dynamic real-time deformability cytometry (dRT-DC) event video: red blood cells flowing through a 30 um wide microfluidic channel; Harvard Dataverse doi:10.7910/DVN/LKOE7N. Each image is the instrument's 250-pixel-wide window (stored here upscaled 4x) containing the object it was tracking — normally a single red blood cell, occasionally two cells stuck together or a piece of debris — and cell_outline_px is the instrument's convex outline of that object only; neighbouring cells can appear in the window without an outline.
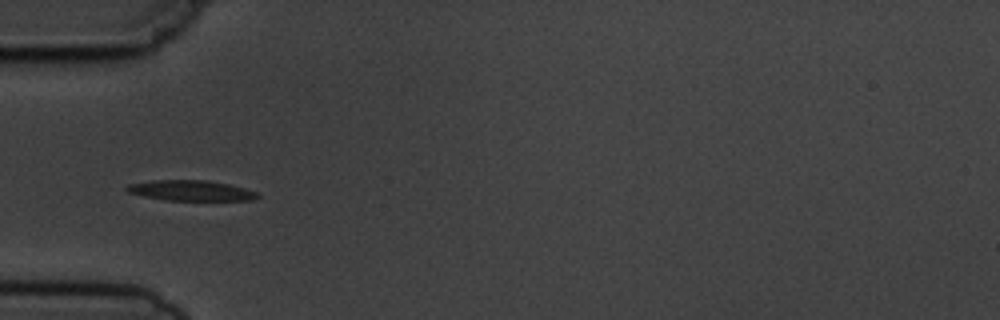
{"species": "common noctule bat (a hibernating species)", "species_latin": "Nyctalus noctula", "temperature_condition": "cold", "stored_images_in_passage": 5, "camera_frame_rate_fps": 3000, "um_per_image_px": 0.085, "animal": {"sex": "male", "body_mass_g": 19.5, "forearm_length_mm": 54.6}, "frame": {"image": 1, "passage_image": 4, "time_ms": 4.667, "image_size_px": [1000, 320], "cell_outline_px": [[260, 196], [252, 200], [164, 200], [144, 196], [128, 192], [124, 188], [128, 184], [152, 180], [208, 180], [228, 184], [244, 188], [256, 192]], "centroid_in_image_um": [16.19, 16.19], "position_along_channel_um": 68.8, "area_um2": 15.49}}
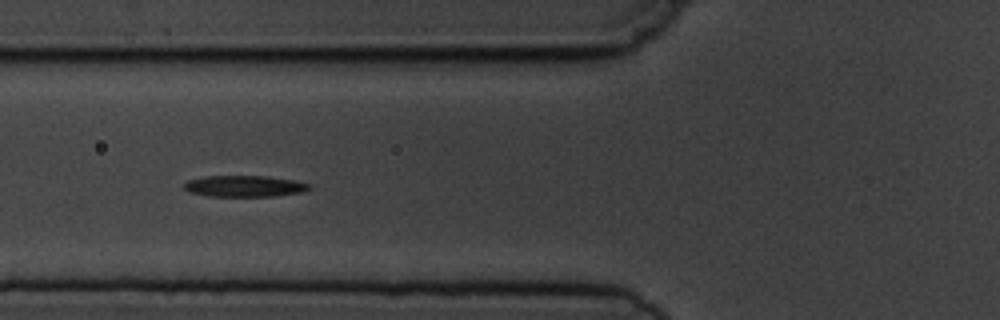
{"frame": {"image": 2, "passage_image": 5, "time_ms": 5.667, "image_size_px": [1000, 320], "cell_outline_px": [[312, 188], [304, 192], [276, 196], [208, 196], [188, 192], [184, 188], [184, 184], [188, 180], [204, 176], [268, 176], [296, 180], [312, 184]], "centroid_in_image_um": [20.84, 15.82], "position_along_channel_um": 105.0, "area_um2": 15.78}}